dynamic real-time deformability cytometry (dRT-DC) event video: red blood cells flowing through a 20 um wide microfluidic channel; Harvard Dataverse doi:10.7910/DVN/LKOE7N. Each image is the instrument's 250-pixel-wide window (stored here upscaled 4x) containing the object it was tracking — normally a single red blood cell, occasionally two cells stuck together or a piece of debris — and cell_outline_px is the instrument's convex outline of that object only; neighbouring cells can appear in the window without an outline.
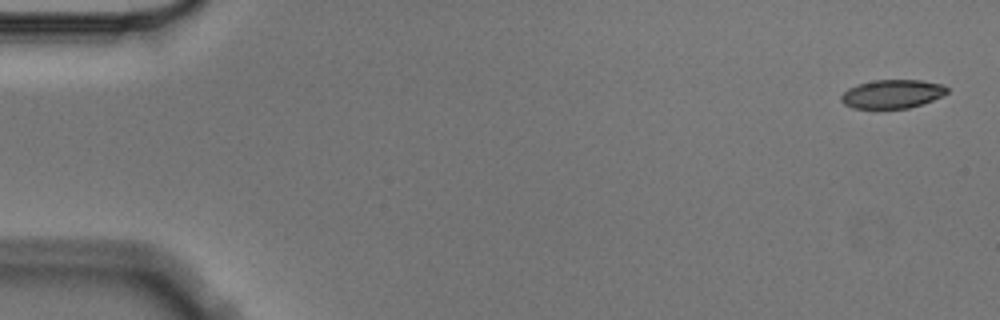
{"species": "Egyptian fruit bat (a non-hibernating species)", "species_latin": "Rousettus aegyptiacus", "temperature_condition": "cold", "stored_images_in_passage": 5, "camera_frame_rate_fps": 3000, "um_per_image_px": 0.085, "animal": {"sex": "male"}, "frame": {"image": 1, "passage_image": 1, "time_ms": 0.0, "image_size_px": [1000, 320], "cell_outline_px": [[948, 92], [932, 100], [908, 108], [852, 108], [844, 104], [840, 100], [840, 96], [848, 88], [856, 84], [876, 80], [920, 80], [944, 84], [948, 88]], "centroid_in_image_um": [75.82, 7.98], "position_along_channel_um": 9.2, "area_um2": 17.63}}